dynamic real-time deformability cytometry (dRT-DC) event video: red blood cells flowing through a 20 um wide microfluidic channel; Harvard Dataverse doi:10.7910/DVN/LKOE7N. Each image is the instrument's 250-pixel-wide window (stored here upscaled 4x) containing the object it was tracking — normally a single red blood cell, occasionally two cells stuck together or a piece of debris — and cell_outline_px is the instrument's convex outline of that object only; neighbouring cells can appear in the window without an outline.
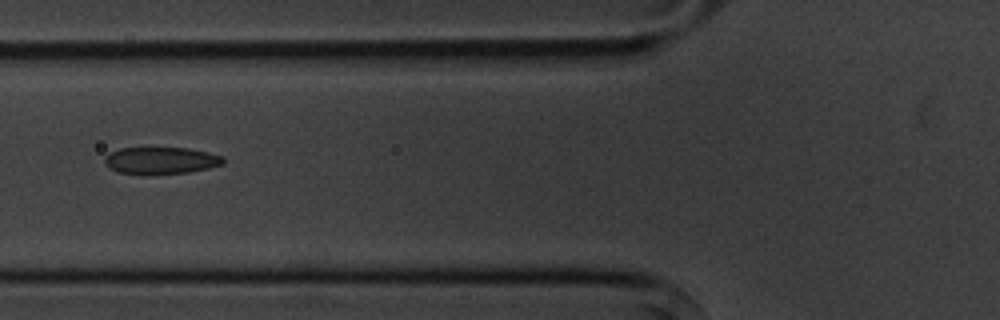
{"species": "common noctule bat (a hibernating species)", "species_latin": "Nyctalus noctula", "temperature_condition": "cold", "stored_images_in_passage": 15, "camera_frame_rate_fps": 3000, "um_per_image_px": 0.085, "animal": {"sex": "male", "body_mass_g": 20.1, "forearm_length_mm": 53.5}, "frame": {"image": 1, "passage_image": 6, "time_ms": 6.667, "image_size_px": [1000, 320], "cell_outline_px": [[224, 164], [208, 168], [188, 172], [148, 176], [116, 172], [108, 168], [104, 164], [104, 156], [108, 152], [120, 148], [188, 148], [208, 152], [224, 156]], "centroid_in_image_um": [13.62, 13.66], "position_along_channel_um": 112.2, "area_um2": 19.25}}
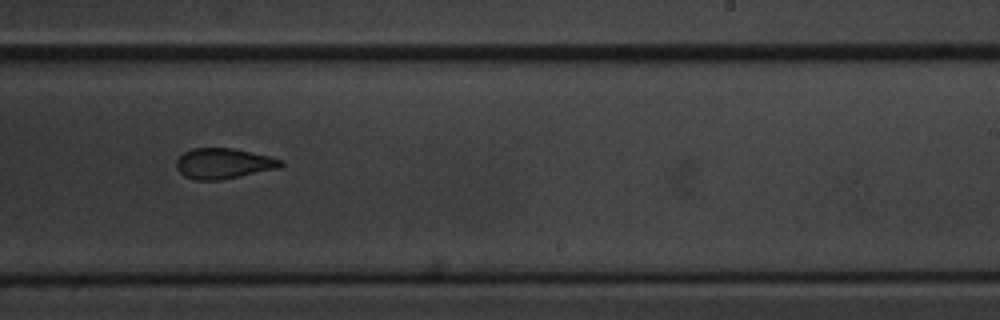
{"frame": {"image": 2, "passage_image": 10, "time_ms": 11.0, "image_size_px": [1000, 320], "cell_outline_px": [[284, 164], [280, 168], [220, 180], [196, 180], [184, 176], [176, 168], [176, 160], [184, 152], [192, 148], [232, 148], [268, 156], [280, 160]], "centroid_in_image_um": [18.97, 13.9], "position_along_channel_um": 270.0, "area_um2": 18.44}}
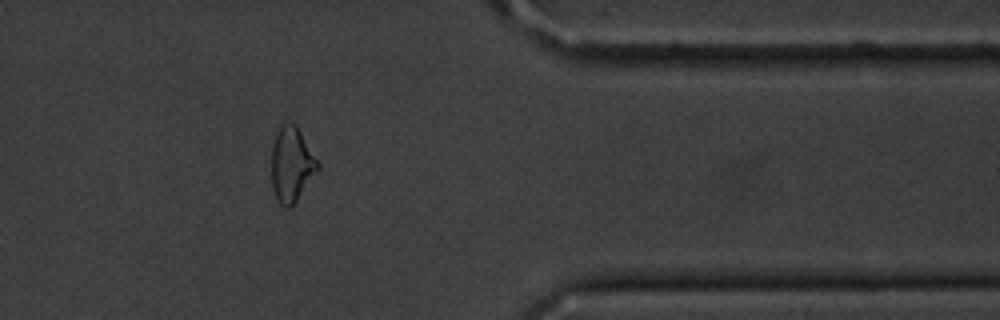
{"frame": {"image": 3, "passage_image": 13, "time_ms": 14.667, "image_size_px": [1000, 320], "cell_outline_px": [[320, 168], [296, 200], [288, 208], [284, 208], [280, 204], [272, 188], [272, 148], [280, 124], [296, 124], [320, 164]], "centroid_in_image_um": [24.79, 13.98], "position_along_channel_um": 386.6, "area_um2": 19.83}, "authors_computed_cell_mechanics": {"area_um2": 19.7676, "velocity_mm_per_s": 3.6394, "shape_relaxation_time_tau1_ms": 2.6978, "shape_relaxation_time_tau2_ms": 2.6863, "deformation_change_tau1": 0.1033, "deformation_change_tau2": 0.0747}}